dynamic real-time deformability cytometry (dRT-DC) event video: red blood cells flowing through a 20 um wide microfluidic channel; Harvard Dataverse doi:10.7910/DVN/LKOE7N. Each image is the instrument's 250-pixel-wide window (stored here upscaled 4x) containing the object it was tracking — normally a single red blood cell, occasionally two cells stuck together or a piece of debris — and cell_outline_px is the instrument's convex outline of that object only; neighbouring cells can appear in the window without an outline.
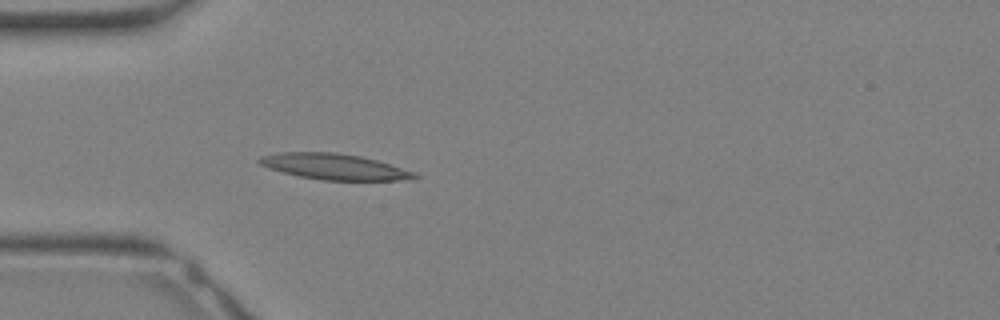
{"species": "Egyptian fruit bat (a non-hibernating species)", "species_latin": "Rousettus aegyptiacus", "temperature_condition": "warm", "stored_images_in_passage": 13, "camera_frame_rate_fps": 3000, "um_per_image_px": 0.085, "animal": {"sex": "female"}, "frame": {"image": 1, "passage_image": 1, "time_ms": 0.0, "image_size_px": [1000, 320], "cell_outline_px": [[420, 176], [416, 180], [324, 180], [300, 176], [268, 168], [260, 164], [256, 160], [260, 156], [280, 152], [336, 152], [360, 156], [376, 160], [416, 172]], "centroid_in_image_um": [28.45, 14.16], "position_along_channel_um": 56.5, "area_um2": 23.41}}
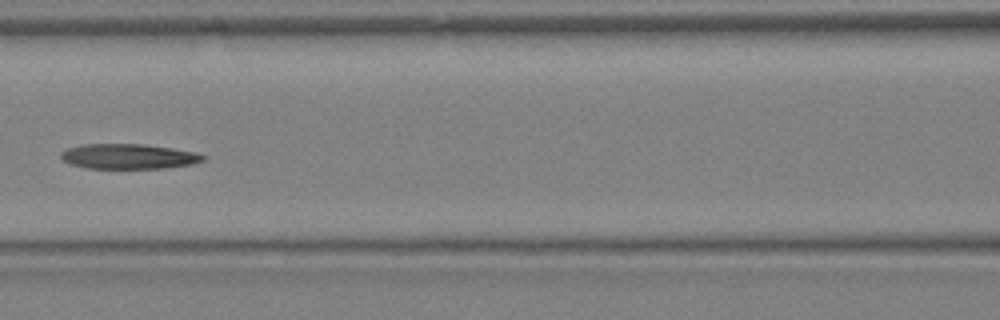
{"frame": {"image": 2, "passage_image": 6, "time_ms": 1.667, "image_size_px": [1000, 320], "cell_outline_px": [[208, 156], [204, 160], [192, 164], [164, 168], [88, 168], [72, 164], [64, 160], [60, 156], [60, 152], [68, 148], [80, 144], [144, 144], [172, 148], [196, 152]], "centroid_in_image_um": [10.95, 13.28], "position_along_channel_um": 155.6, "area_um2": 20.75}}
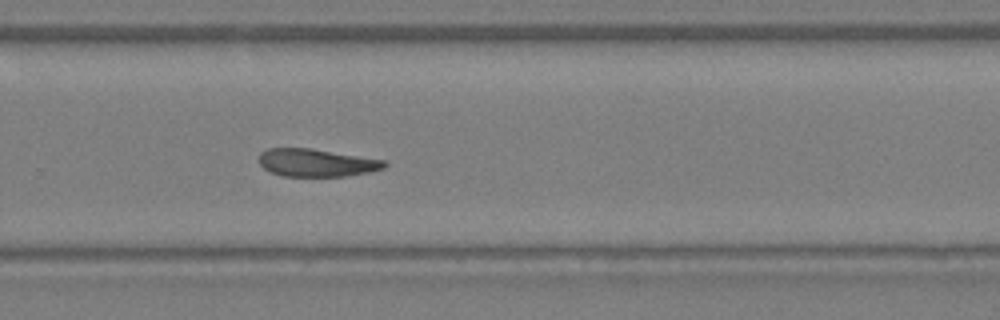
{"frame": {"image": 3, "passage_image": 13, "time_ms": 4.0, "image_size_px": [1000, 320], "cell_outline_px": [[388, 164], [384, 168], [372, 172], [344, 176], [284, 176], [272, 172], [264, 168], [260, 164], [260, 152], [268, 148], [312, 148], [388, 160]], "centroid_in_image_um": [26.97, 13.82], "position_along_channel_um": 302.8, "area_um2": 20.46}}